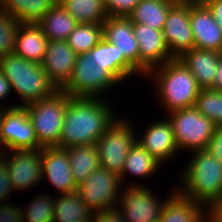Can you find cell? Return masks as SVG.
Returning a JSON list of instances; mask_svg holds the SVG:
<instances>
[{"instance_id":"obj_1","label":"cell","mask_w":222,"mask_h":222,"mask_svg":"<svg viewBox=\"0 0 222 222\" xmlns=\"http://www.w3.org/2000/svg\"><path fill=\"white\" fill-rule=\"evenodd\" d=\"M103 98L70 97L59 138V148L96 144L119 117Z\"/></svg>"},{"instance_id":"obj_2","label":"cell","mask_w":222,"mask_h":222,"mask_svg":"<svg viewBox=\"0 0 222 222\" xmlns=\"http://www.w3.org/2000/svg\"><path fill=\"white\" fill-rule=\"evenodd\" d=\"M181 170L177 191L206 208L222 202V163L207 150H196ZM183 184V185H182Z\"/></svg>"},{"instance_id":"obj_3","label":"cell","mask_w":222,"mask_h":222,"mask_svg":"<svg viewBox=\"0 0 222 222\" xmlns=\"http://www.w3.org/2000/svg\"><path fill=\"white\" fill-rule=\"evenodd\" d=\"M145 78H153L158 103L166 110L163 113L195 106L201 88L179 58L151 69Z\"/></svg>"},{"instance_id":"obj_4","label":"cell","mask_w":222,"mask_h":222,"mask_svg":"<svg viewBox=\"0 0 222 222\" xmlns=\"http://www.w3.org/2000/svg\"><path fill=\"white\" fill-rule=\"evenodd\" d=\"M0 70L21 100L16 106H26L53 95L58 89L42 69L41 64L16 54L0 57Z\"/></svg>"},{"instance_id":"obj_5","label":"cell","mask_w":222,"mask_h":222,"mask_svg":"<svg viewBox=\"0 0 222 222\" xmlns=\"http://www.w3.org/2000/svg\"><path fill=\"white\" fill-rule=\"evenodd\" d=\"M70 95L57 90L53 95L25 106L41 147L57 146Z\"/></svg>"},{"instance_id":"obj_6","label":"cell","mask_w":222,"mask_h":222,"mask_svg":"<svg viewBox=\"0 0 222 222\" xmlns=\"http://www.w3.org/2000/svg\"><path fill=\"white\" fill-rule=\"evenodd\" d=\"M165 116L172 124L179 151L206 150L216 127L210 118L202 115L195 106L175 110Z\"/></svg>"},{"instance_id":"obj_7","label":"cell","mask_w":222,"mask_h":222,"mask_svg":"<svg viewBox=\"0 0 222 222\" xmlns=\"http://www.w3.org/2000/svg\"><path fill=\"white\" fill-rule=\"evenodd\" d=\"M127 119V120H126ZM128 118H118L96 141L100 166L120 176L137 134Z\"/></svg>"},{"instance_id":"obj_8","label":"cell","mask_w":222,"mask_h":222,"mask_svg":"<svg viewBox=\"0 0 222 222\" xmlns=\"http://www.w3.org/2000/svg\"><path fill=\"white\" fill-rule=\"evenodd\" d=\"M118 83L89 53L78 54L69 82L61 89L71 97L105 98ZM103 96V97H102Z\"/></svg>"},{"instance_id":"obj_9","label":"cell","mask_w":222,"mask_h":222,"mask_svg":"<svg viewBox=\"0 0 222 222\" xmlns=\"http://www.w3.org/2000/svg\"><path fill=\"white\" fill-rule=\"evenodd\" d=\"M168 197L162 200L147 186H123L120 192L117 209L126 222H155L160 215L165 201L176 191L171 189Z\"/></svg>"},{"instance_id":"obj_10","label":"cell","mask_w":222,"mask_h":222,"mask_svg":"<svg viewBox=\"0 0 222 222\" xmlns=\"http://www.w3.org/2000/svg\"><path fill=\"white\" fill-rule=\"evenodd\" d=\"M123 185L120 177L104 168L94 170L76 192L95 214L117 208Z\"/></svg>"},{"instance_id":"obj_11","label":"cell","mask_w":222,"mask_h":222,"mask_svg":"<svg viewBox=\"0 0 222 222\" xmlns=\"http://www.w3.org/2000/svg\"><path fill=\"white\" fill-rule=\"evenodd\" d=\"M5 107L2 111L1 136L4 152L22 149H41L25 106Z\"/></svg>"},{"instance_id":"obj_12","label":"cell","mask_w":222,"mask_h":222,"mask_svg":"<svg viewBox=\"0 0 222 222\" xmlns=\"http://www.w3.org/2000/svg\"><path fill=\"white\" fill-rule=\"evenodd\" d=\"M162 33L174 58L194 47V37L190 25V1L178 0L169 10Z\"/></svg>"},{"instance_id":"obj_13","label":"cell","mask_w":222,"mask_h":222,"mask_svg":"<svg viewBox=\"0 0 222 222\" xmlns=\"http://www.w3.org/2000/svg\"><path fill=\"white\" fill-rule=\"evenodd\" d=\"M1 155L7 161L14 190H29L43 181L41 149L11 150Z\"/></svg>"},{"instance_id":"obj_14","label":"cell","mask_w":222,"mask_h":222,"mask_svg":"<svg viewBox=\"0 0 222 222\" xmlns=\"http://www.w3.org/2000/svg\"><path fill=\"white\" fill-rule=\"evenodd\" d=\"M133 30L139 46V73L143 78L148 72L174 59L166 45L162 30L133 23Z\"/></svg>"},{"instance_id":"obj_15","label":"cell","mask_w":222,"mask_h":222,"mask_svg":"<svg viewBox=\"0 0 222 222\" xmlns=\"http://www.w3.org/2000/svg\"><path fill=\"white\" fill-rule=\"evenodd\" d=\"M41 162L42 180L47 179L57 191L55 192L57 195L76 191L77 185L73 178L69 156L65 148L42 147Z\"/></svg>"},{"instance_id":"obj_16","label":"cell","mask_w":222,"mask_h":222,"mask_svg":"<svg viewBox=\"0 0 222 222\" xmlns=\"http://www.w3.org/2000/svg\"><path fill=\"white\" fill-rule=\"evenodd\" d=\"M76 58L77 54L66 40L47 41L41 66L58 90H61L69 82Z\"/></svg>"},{"instance_id":"obj_17","label":"cell","mask_w":222,"mask_h":222,"mask_svg":"<svg viewBox=\"0 0 222 222\" xmlns=\"http://www.w3.org/2000/svg\"><path fill=\"white\" fill-rule=\"evenodd\" d=\"M165 118H162V120L158 119V121L152 124L150 123L146 127L147 129L145 128V131L139 136L137 135L136 138V141L162 165L180 153L174 137L172 124L167 117Z\"/></svg>"},{"instance_id":"obj_18","label":"cell","mask_w":222,"mask_h":222,"mask_svg":"<svg viewBox=\"0 0 222 222\" xmlns=\"http://www.w3.org/2000/svg\"><path fill=\"white\" fill-rule=\"evenodd\" d=\"M103 39L117 46L120 54L139 72V46L128 17L109 16L103 23Z\"/></svg>"},{"instance_id":"obj_19","label":"cell","mask_w":222,"mask_h":222,"mask_svg":"<svg viewBox=\"0 0 222 222\" xmlns=\"http://www.w3.org/2000/svg\"><path fill=\"white\" fill-rule=\"evenodd\" d=\"M190 25L194 47L222 53V30L203 2L190 1Z\"/></svg>"},{"instance_id":"obj_20","label":"cell","mask_w":222,"mask_h":222,"mask_svg":"<svg viewBox=\"0 0 222 222\" xmlns=\"http://www.w3.org/2000/svg\"><path fill=\"white\" fill-rule=\"evenodd\" d=\"M93 60L101 66L119 85L124 80L141 74L120 54L117 46L102 40L88 52Z\"/></svg>"},{"instance_id":"obj_21","label":"cell","mask_w":222,"mask_h":222,"mask_svg":"<svg viewBox=\"0 0 222 222\" xmlns=\"http://www.w3.org/2000/svg\"><path fill=\"white\" fill-rule=\"evenodd\" d=\"M221 53L193 47L184 52L179 59L197 80L201 89L211 88Z\"/></svg>"},{"instance_id":"obj_22","label":"cell","mask_w":222,"mask_h":222,"mask_svg":"<svg viewBox=\"0 0 222 222\" xmlns=\"http://www.w3.org/2000/svg\"><path fill=\"white\" fill-rule=\"evenodd\" d=\"M160 222H208V208L176 190L165 201Z\"/></svg>"},{"instance_id":"obj_23","label":"cell","mask_w":222,"mask_h":222,"mask_svg":"<svg viewBox=\"0 0 222 222\" xmlns=\"http://www.w3.org/2000/svg\"><path fill=\"white\" fill-rule=\"evenodd\" d=\"M47 37L37 23H20L16 34L14 54L41 64L46 51Z\"/></svg>"},{"instance_id":"obj_24","label":"cell","mask_w":222,"mask_h":222,"mask_svg":"<svg viewBox=\"0 0 222 222\" xmlns=\"http://www.w3.org/2000/svg\"><path fill=\"white\" fill-rule=\"evenodd\" d=\"M162 167V164L158 162L146 149H144L137 141L136 143L131 147L130 151L127 154L125 164L123 166V170L120 174L121 183L124 186H146L143 184L131 183L124 184L126 176L132 175L136 176V178H143L146 179L154 176V174L158 173L160 168Z\"/></svg>"},{"instance_id":"obj_25","label":"cell","mask_w":222,"mask_h":222,"mask_svg":"<svg viewBox=\"0 0 222 222\" xmlns=\"http://www.w3.org/2000/svg\"><path fill=\"white\" fill-rule=\"evenodd\" d=\"M93 216L76 191L55 196L53 222H93Z\"/></svg>"},{"instance_id":"obj_26","label":"cell","mask_w":222,"mask_h":222,"mask_svg":"<svg viewBox=\"0 0 222 222\" xmlns=\"http://www.w3.org/2000/svg\"><path fill=\"white\" fill-rule=\"evenodd\" d=\"M65 149L69 156L73 178L77 186L85 182L94 170L101 167L96 144L79 145Z\"/></svg>"},{"instance_id":"obj_27","label":"cell","mask_w":222,"mask_h":222,"mask_svg":"<svg viewBox=\"0 0 222 222\" xmlns=\"http://www.w3.org/2000/svg\"><path fill=\"white\" fill-rule=\"evenodd\" d=\"M178 0H141L127 16L132 23H141L162 30L170 8Z\"/></svg>"},{"instance_id":"obj_28","label":"cell","mask_w":222,"mask_h":222,"mask_svg":"<svg viewBox=\"0 0 222 222\" xmlns=\"http://www.w3.org/2000/svg\"><path fill=\"white\" fill-rule=\"evenodd\" d=\"M57 0H0V8L20 23H38Z\"/></svg>"},{"instance_id":"obj_29","label":"cell","mask_w":222,"mask_h":222,"mask_svg":"<svg viewBox=\"0 0 222 222\" xmlns=\"http://www.w3.org/2000/svg\"><path fill=\"white\" fill-rule=\"evenodd\" d=\"M37 24L48 40H67L79 23L57 2Z\"/></svg>"},{"instance_id":"obj_30","label":"cell","mask_w":222,"mask_h":222,"mask_svg":"<svg viewBox=\"0 0 222 222\" xmlns=\"http://www.w3.org/2000/svg\"><path fill=\"white\" fill-rule=\"evenodd\" d=\"M78 23L102 24L108 17L104 0H57Z\"/></svg>"},{"instance_id":"obj_31","label":"cell","mask_w":222,"mask_h":222,"mask_svg":"<svg viewBox=\"0 0 222 222\" xmlns=\"http://www.w3.org/2000/svg\"><path fill=\"white\" fill-rule=\"evenodd\" d=\"M103 36V25L79 23L67 38L68 45L78 55L88 53Z\"/></svg>"},{"instance_id":"obj_32","label":"cell","mask_w":222,"mask_h":222,"mask_svg":"<svg viewBox=\"0 0 222 222\" xmlns=\"http://www.w3.org/2000/svg\"><path fill=\"white\" fill-rule=\"evenodd\" d=\"M50 195V196H49ZM30 200L21 214L24 222H53L54 218V199L53 194H40Z\"/></svg>"},{"instance_id":"obj_33","label":"cell","mask_w":222,"mask_h":222,"mask_svg":"<svg viewBox=\"0 0 222 222\" xmlns=\"http://www.w3.org/2000/svg\"><path fill=\"white\" fill-rule=\"evenodd\" d=\"M195 107L217 125L222 124V91L201 89L196 98Z\"/></svg>"},{"instance_id":"obj_34","label":"cell","mask_w":222,"mask_h":222,"mask_svg":"<svg viewBox=\"0 0 222 222\" xmlns=\"http://www.w3.org/2000/svg\"><path fill=\"white\" fill-rule=\"evenodd\" d=\"M20 22L0 8V57L14 53Z\"/></svg>"},{"instance_id":"obj_35","label":"cell","mask_w":222,"mask_h":222,"mask_svg":"<svg viewBox=\"0 0 222 222\" xmlns=\"http://www.w3.org/2000/svg\"><path fill=\"white\" fill-rule=\"evenodd\" d=\"M141 0H104L109 16L127 17Z\"/></svg>"},{"instance_id":"obj_36","label":"cell","mask_w":222,"mask_h":222,"mask_svg":"<svg viewBox=\"0 0 222 222\" xmlns=\"http://www.w3.org/2000/svg\"><path fill=\"white\" fill-rule=\"evenodd\" d=\"M13 191L14 189L12 187L7 161L0 155V203L8 202L7 200L12 196L10 194Z\"/></svg>"},{"instance_id":"obj_37","label":"cell","mask_w":222,"mask_h":222,"mask_svg":"<svg viewBox=\"0 0 222 222\" xmlns=\"http://www.w3.org/2000/svg\"><path fill=\"white\" fill-rule=\"evenodd\" d=\"M10 202L0 203V222H24L21 207L14 206Z\"/></svg>"},{"instance_id":"obj_38","label":"cell","mask_w":222,"mask_h":222,"mask_svg":"<svg viewBox=\"0 0 222 222\" xmlns=\"http://www.w3.org/2000/svg\"><path fill=\"white\" fill-rule=\"evenodd\" d=\"M206 150L222 163V124L215 127L213 136Z\"/></svg>"},{"instance_id":"obj_39","label":"cell","mask_w":222,"mask_h":222,"mask_svg":"<svg viewBox=\"0 0 222 222\" xmlns=\"http://www.w3.org/2000/svg\"><path fill=\"white\" fill-rule=\"evenodd\" d=\"M93 222H126L122 213L117 208L104 210L99 213H95L93 216Z\"/></svg>"},{"instance_id":"obj_40","label":"cell","mask_w":222,"mask_h":222,"mask_svg":"<svg viewBox=\"0 0 222 222\" xmlns=\"http://www.w3.org/2000/svg\"><path fill=\"white\" fill-rule=\"evenodd\" d=\"M203 3L211 11L215 22L222 30V0H205Z\"/></svg>"},{"instance_id":"obj_41","label":"cell","mask_w":222,"mask_h":222,"mask_svg":"<svg viewBox=\"0 0 222 222\" xmlns=\"http://www.w3.org/2000/svg\"><path fill=\"white\" fill-rule=\"evenodd\" d=\"M12 93V88L10 82L4 76V73L0 70V103L2 100H6Z\"/></svg>"},{"instance_id":"obj_42","label":"cell","mask_w":222,"mask_h":222,"mask_svg":"<svg viewBox=\"0 0 222 222\" xmlns=\"http://www.w3.org/2000/svg\"><path fill=\"white\" fill-rule=\"evenodd\" d=\"M208 222H222V202L208 209Z\"/></svg>"},{"instance_id":"obj_43","label":"cell","mask_w":222,"mask_h":222,"mask_svg":"<svg viewBox=\"0 0 222 222\" xmlns=\"http://www.w3.org/2000/svg\"><path fill=\"white\" fill-rule=\"evenodd\" d=\"M210 89L222 91V53L220 55L219 64L215 72L213 85Z\"/></svg>"},{"instance_id":"obj_44","label":"cell","mask_w":222,"mask_h":222,"mask_svg":"<svg viewBox=\"0 0 222 222\" xmlns=\"http://www.w3.org/2000/svg\"><path fill=\"white\" fill-rule=\"evenodd\" d=\"M2 112L0 113V155L4 152V144L1 136Z\"/></svg>"},{"instance_id":"obj_45","label":"cell","mask_w":222,"mask_h":222,"mask_svg":"<svg viewBox=\"0 0 222 222\" xmlns=\"http://www.w3.org/2000/svg\"><path fill=\"white\" fill-rule=\"evenodd\" d=\"M188 1H192V2H204L205 0H188Z\"/></svg>"},{"instance_id":"obj_46","label":"cell","mask_w":222,"mask_h":222,"mask_svg":"<svg viewBox=\"0 0 222 222\" xmlns=\"http://www.w3.org/2000/svg\"><path fill=\"white\" fill-rule=\"evenodd\" d=\"M4 108V105L2 106V103H0V113L3 111Z\"/></svg>"}]
</instances>
